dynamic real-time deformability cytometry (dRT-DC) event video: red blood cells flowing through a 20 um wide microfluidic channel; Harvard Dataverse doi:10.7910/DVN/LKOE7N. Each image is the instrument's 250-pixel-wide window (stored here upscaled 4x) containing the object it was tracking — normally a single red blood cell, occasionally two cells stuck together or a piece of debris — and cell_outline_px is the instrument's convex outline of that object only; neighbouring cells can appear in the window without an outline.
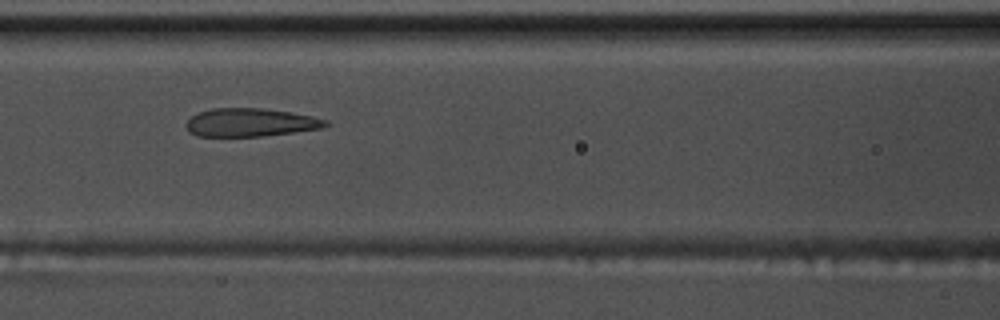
{"species": "common noctule bat (a hibernating species)", "species_latin": "Nyctalus noctula", "temperature_condition": "warm", "stored_images_in_passage": 55, "camera_frame_rate_fps": 3000, "um_per_image_px": 0.085, "animal": {"sex": "male", "body_mass_g": 17.5, "forearm_length_mm": 52.3}, "frame": {"image": 1, "passage_image": 24, "time_ms": 7.667, "image_size_px": [1000, 320], "cell_outline_px": [[332, 124], [320, 128], [264, 136], [196, 136], [188, 132], [184, 124], [192, 116], [200, 112], [212, 108], [260, 108], [292, 112], [312, 116], [328, 120]], "centroid_in_image_um": [21.28, 10.41], "position_along_channel_um": 145.3, "area_um2": 23.0}}
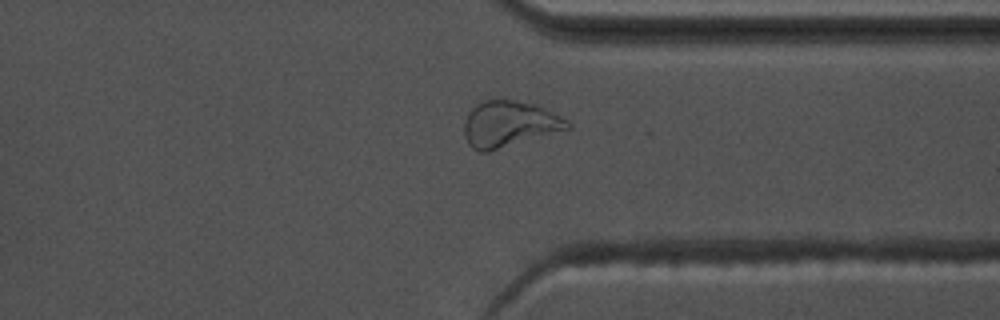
{"frame": {"image": 2, "passage_image": 42, "time_ms": 13.667, "image_size_px": [1000, 320], "cell_outline_px": [[572, 128], [488, 152], [480, 152], [472, 148], [468, 144], [464, 136], [464, 124], [468, 112], [480, 100], [516, 100], [536, 104], [568, 120], [572, 124]], "centroid_in_image_um": [43.28, 10.54], "position_along_channel_um": 368.1, "area_um2": 27.92}}
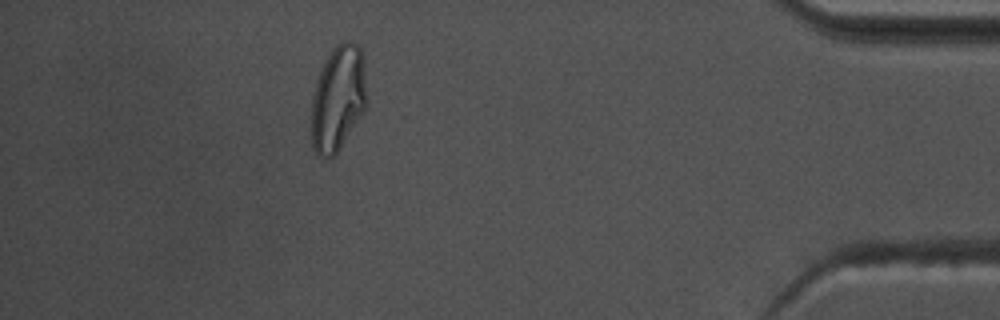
{"frame": {"image": 3, "passage_image": 49, "time_ms": 16.0, "image_size_px": [1000, 320], "cell_outline_px": [[364, 112], [336, 152], [332, 156], [324, 160], [316, 156], [312, 148], [312, 96], [316, 80], [332, 48], [340, 40], [348, 40], [356, 44], [360, 48], [364, 56]], "centroid_in_image_um": [28.7, 8.36], "position_along_channel_um": 406.5, "area_um2": 33.76}, "authors_computed_cell_mechanics": {"area_um2": 25.5476, "velocity_mm_per_s": 3.7307, "shape_relaxation_time_tau1_ms": null, "shape_relaxation_time_tau2_ms": 1.1798, "deformation_change_tau1": null, "deformation_change_tau2": 0.0904}}